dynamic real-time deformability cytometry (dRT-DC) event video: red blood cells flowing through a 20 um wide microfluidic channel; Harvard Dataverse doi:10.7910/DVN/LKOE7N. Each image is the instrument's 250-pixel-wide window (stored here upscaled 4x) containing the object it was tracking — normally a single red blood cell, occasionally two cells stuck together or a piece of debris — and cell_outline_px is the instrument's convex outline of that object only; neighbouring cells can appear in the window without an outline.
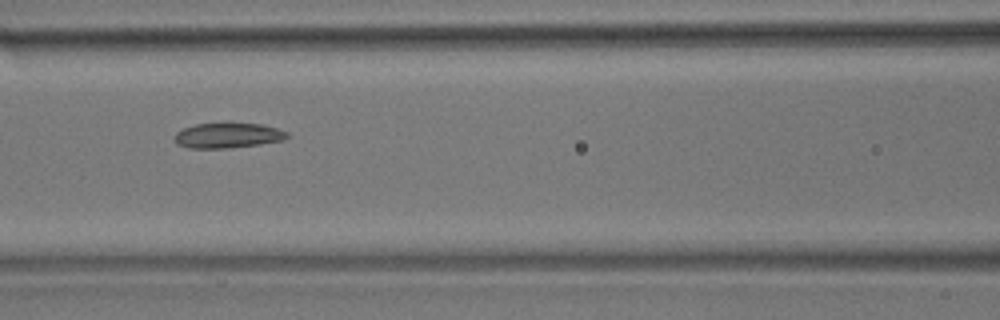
{"species": "common noctule bat (a hibernating species)", "species_latin": "Nyctalus noctula", "temperature_condition": "room temperature", "stored_images_in_passage": 21, "camera_frame_rate_fps": 3000, "um_per_image_px": 0.085, "animal": {"sex": "male", "body_mass_g": 17.9}, "frame": {"image": 1, "passage_image": 9, "time_ms": 2.667, "image_size_px": [1000, 320], "cell_outline_px": [[288, 136], [284, 140], [260, 144], [228, 148], [188, 148], [176, 144], [172, 136], [176, 132], [184, 128], [196, 124], [260, 124], [276, 128], [288, 132]], "centroid_in_image_um": [19.32, 11.53], "position_along_channel_um": 147.3, "area_um2": 16.36}}
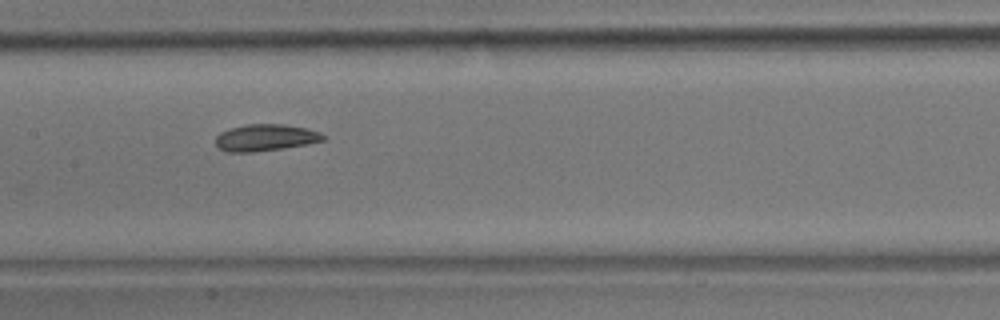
{"frame": {"image": 2, "passage_image": 12, "time_ms": 3.667, "image_size_px": [1000, 320], "cell_outline_px": [[328, 136], [324, 140], [308, 144], [284, 148], [252, 152], [228, 152], [220, 148], [216, 144], [216, 136], [220, 132], [228, 128], [248, 124], [284, 124], [308, 128], [320, 132]], "centroid_in_image_um": [22.6, 11.69], "position_along_channel_um": 184.8, "area_um2": 16.94}}